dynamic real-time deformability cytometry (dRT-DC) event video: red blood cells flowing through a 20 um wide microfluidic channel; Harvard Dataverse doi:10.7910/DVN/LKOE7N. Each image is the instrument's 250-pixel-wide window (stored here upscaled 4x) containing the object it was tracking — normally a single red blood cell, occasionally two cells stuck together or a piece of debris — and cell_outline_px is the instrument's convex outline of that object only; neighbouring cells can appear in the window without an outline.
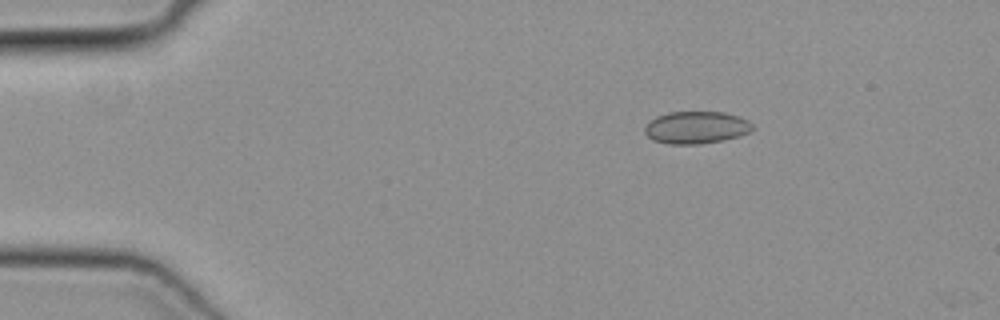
{"species": "common noctule bat (a hibernating species)", "species_latin": "Nyctalus noctula", "temperature_condition": "cold", "stored_images_in_passage": 4, "camera_frame_rate_fps": 3000, "um_per_image_px": 0.085, "animal": {"sex": "female", "body_mass_g": 19.3, "forearm_length_mm": 54.1}, "frame": {"image": 1, "passage_image": 1, "time_ms": 0.0, "image_size_px": [1000, 320], "cell_outline_px": [[756, 128], [740, 136], [724, 140], [700, 144], [668, 144], [652, 140], [644, 132], [644, 128], [656, 116], [668, 112], [724, 112], [740, 116], [748, 120]], "centroid_in_image_um": [59.21, 10.84], "position_along_channel_um": 25.8, "area_um2": 20.46}}